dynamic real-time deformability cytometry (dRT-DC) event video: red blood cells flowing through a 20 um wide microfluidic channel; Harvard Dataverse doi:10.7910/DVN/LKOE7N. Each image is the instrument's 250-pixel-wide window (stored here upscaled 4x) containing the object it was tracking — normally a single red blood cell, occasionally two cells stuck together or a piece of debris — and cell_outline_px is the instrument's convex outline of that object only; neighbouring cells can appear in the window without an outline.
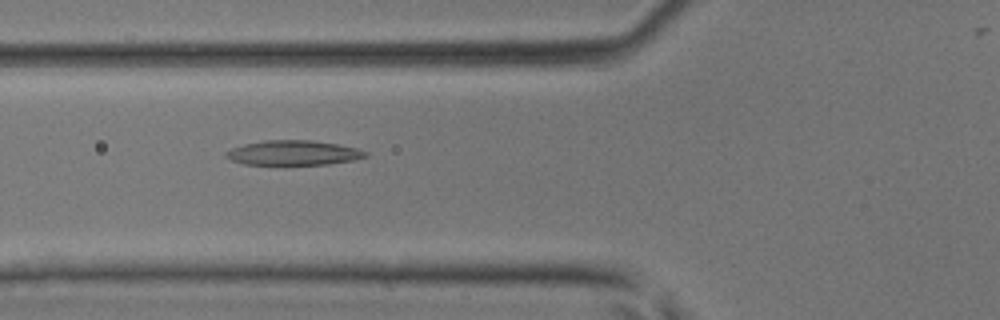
{"species": "common noctule bat (a hibernating species)", "species_latin": "Nyctalus noctula", "temperature_condition": "room temperature", "stored_images_in_passage": 26, "camera_frame_rate_fps": 3000, "um_per_image_px": 0.085, "animal": {"sex": "male", "body_mass_g": 17.9, "forearm_length_mm": 54.2}, "frame": {"image": 1, "passage_image": 4, "time_ms": 1.0, "image_size_px": [1000, 320], "cell_outline_px": [[368, 156], [356, 160], [328, 164], [244, 164], [232, 160], [224, 156], [224, 152], [232, 148], [244, 144], [264, 140], [312, 140], [336, 144], [356, 148], [368, 152]], "centroid_in_image_um": [24.94, 12.98], "position_along_channel_um": 100.9, "area_um2": 20.06}}
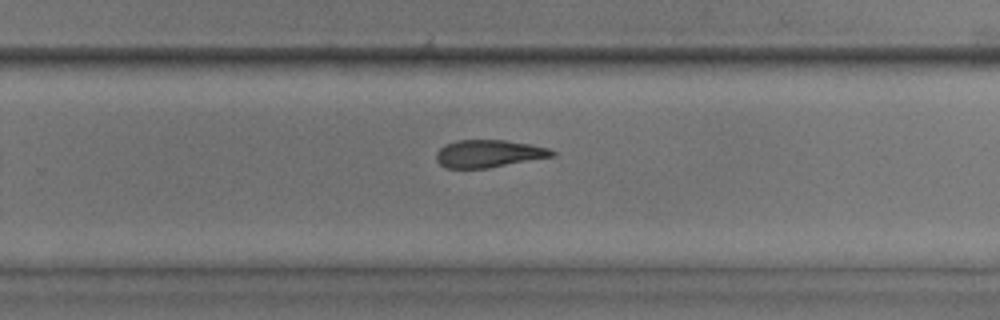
{"frame": {"image": 2, "passage_image": 16, "time_ms": 5.0, "image_size_px": [1000, 320], "cell_outline_px": [[556, 156], [488, 168], [444, 168], [436, 160], [436, 152], [444, 144], [456, 140], [504, 140], [528, 144], [548, 148], [556, 152]], "centroid_in_image_um": [41.52, 13.06], "position_along_channel_um": 288.3, "area_um2": 18.67}}
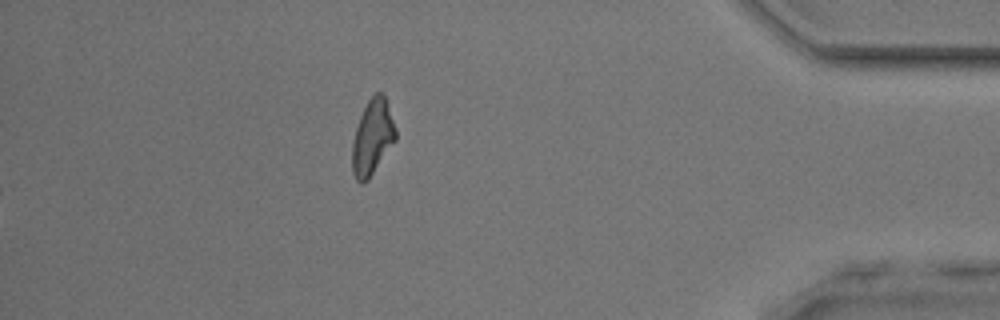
{"frame": {"image": 3, "passage_image": 26, "time_ms": 8.333, "image_size_px": [1000, 320], "cell_outline_px": [[396, 140], [368, 180], [364, 184], [360, 184], [356, 180], [352, 172], [352, 144], [356, 128], [360, 116], [368, 100], [376, 92], [380, 92], [384, 96], [396, 132]], "centroid_in_image_um": [31.63, 11.73], "position_along_channel_um": 403.6, "area_um2": 18.79}}